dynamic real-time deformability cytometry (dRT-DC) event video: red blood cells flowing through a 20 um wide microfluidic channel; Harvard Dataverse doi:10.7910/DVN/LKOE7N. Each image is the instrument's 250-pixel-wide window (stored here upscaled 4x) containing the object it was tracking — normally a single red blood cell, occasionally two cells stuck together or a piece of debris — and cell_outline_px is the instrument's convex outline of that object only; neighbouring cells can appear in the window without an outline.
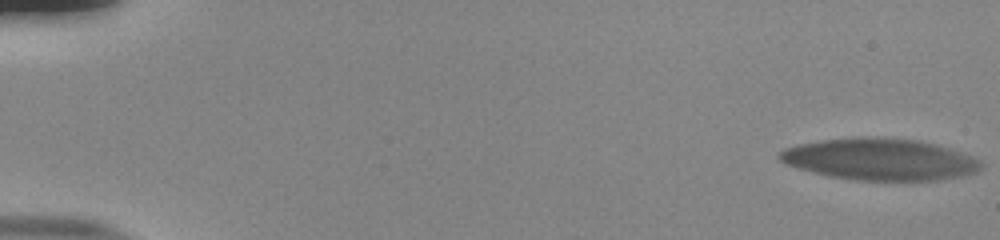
{"species": "human", "species_latin": "Homo sapiens", "temperature_condition": "room temperature", "stored_images_in_passage": 59, "camera_frame_rate_fps": 3000, "um_per_image_px": 0.085, "donor": {"sex": "male"}, "frame": {"image": 1, "passage_image": 1, "time_ms": 0.0, "image_size_px": [1000, 240], "cell_outline_px": [[980, 164], [976, 168], [968, 172], [952, 176], [932, 180], [860, 180], [832, 176], [800, 168], [788, 164], [780, 160], [780, 152], [784, 148], [800, 144], [824, 140], [912, 140], [932, 144], [980, 160]], "centroid_in_image_um": [74.69, 13.58], "position_along_channel_um": 10.3, "area_um2": 45.55}}
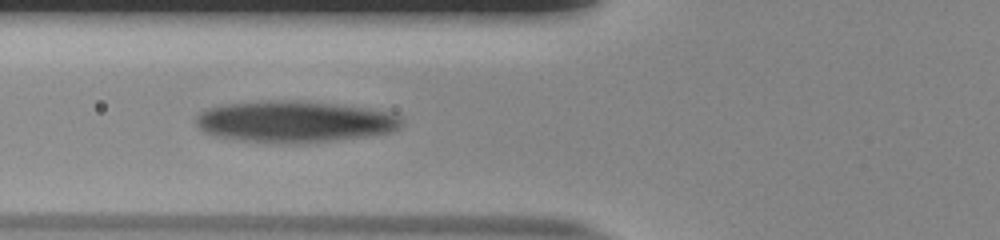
{"frame": {"image": 2, "passage_image": 24, "time_ms": 7.667, "image_size_px": [1000, 240], "cell_outline_px": [[400, 124], [392, 132], [368, 136], [304, 144], [288, 144], [236, 140], [216, 136], [204, 132], [196, 124], [196, 116], [200, 112], [212, 108], [228, 104], [324, 104], [360, 108], [384, 112], [400, 120]], "centroid_in_image_um": [24.97, 10.44], "position_along_channel_um": 100.8, "area_um2": 47.05}}
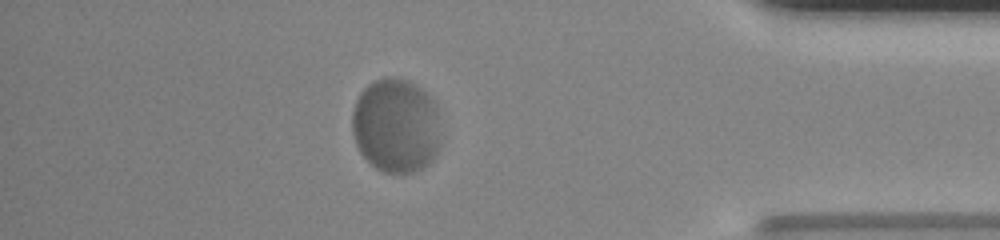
{"frame": {"image": 3, "passage_image": 52, "time_ms": 17.0, "image_size_px": [1000, 240], "cell_outline_px": [[436, 152], [432, 160], [428, 164], [412, 172], [384, 172], [376, 168], [360, 152], [356, 144], [352, 132], [352, 112], [356, 100], [360, 92], [368, 84], [384, 76], [388, 76], [408, 80], [420, 88], [432, 100], [436, 116]], "centroid_in_image_um": [33.57, 10.65], "position_along_channel_um": 401.6, "area_um2": 47.8}}